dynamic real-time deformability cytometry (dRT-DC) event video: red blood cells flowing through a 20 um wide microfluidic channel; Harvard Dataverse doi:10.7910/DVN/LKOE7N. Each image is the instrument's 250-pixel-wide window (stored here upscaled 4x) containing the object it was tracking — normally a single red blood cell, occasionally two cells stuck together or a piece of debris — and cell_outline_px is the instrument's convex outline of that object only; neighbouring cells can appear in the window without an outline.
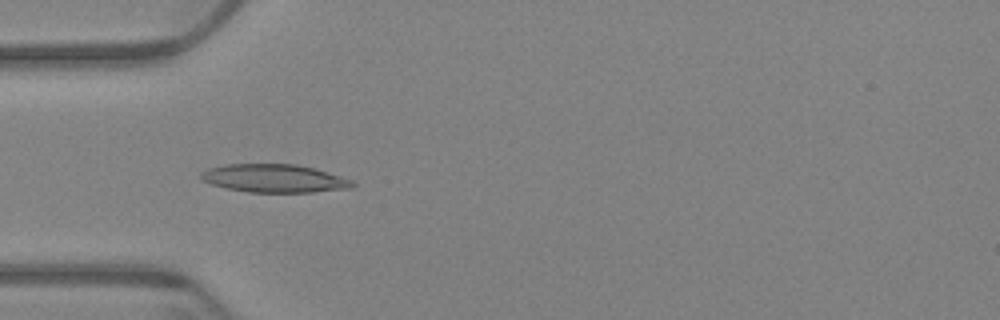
{"species": "Egyptian fruit bat (a non-hibernating species)", "species_latin": "Rousettus aegyptiacus", "temperature_condition": "warm", "stored_images_in_passage": 47, "camera_frame_rate_fps": 3000, "um_per_image_px": 0.085, "animal": {"sex": "female"}, "frame": {"image": 1, "passage_image": 6, "time_ms": 1.667, "image_size_px": [1000, 320], "cell_outline_px": [[356, 184], [352, 188], [312, 192], [248, 192], [228, 188], [212, 184], [200, 180], [200, 172], [208, 168], [228, 164], [296, 164], [312, 168], [352, 180]], "centroid_in_image_um": [23.28, 15.16], "position_along_channel_um": 61.7, "area_um2": 24.68}}
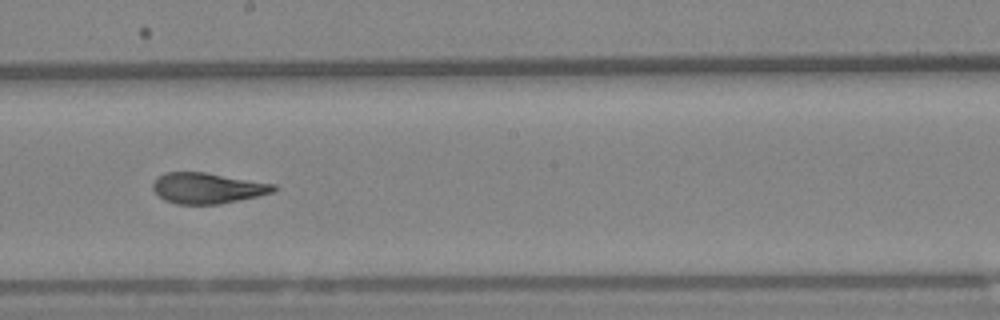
{"frame": {"image": 2, "passage_image": 21, "time_ms": 6.667, "image_size_px": [1000, 320], "cell_outline_px": [[276, 188], [272, 192], [256, 196], [220, 204], [176, 204], [164, 200], [152, 188], [152, 184], [156, 176], [164, 172], [204, 172], [276, 184]], "centroid_in_image_um": [17.58, 15.98], "position_along_channel_um": 230.6, "area_um2": 21.56}}
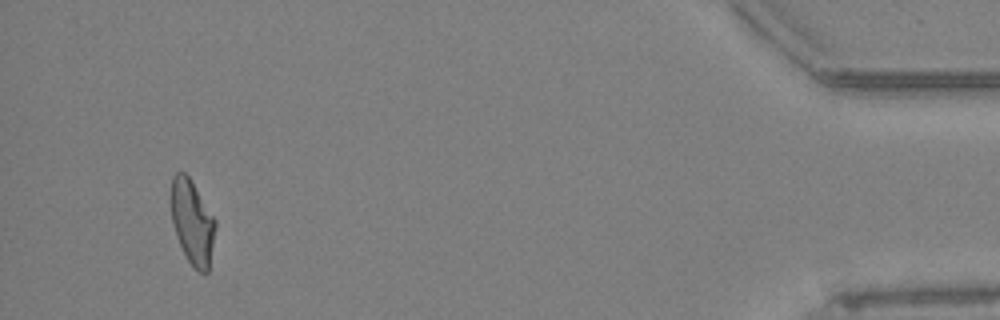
{"frame": {"image": 3, "passage_image": 44, "time_ms": 14.333, "image_size_px": [1000, 320], "cell_outline_px": [[216, 228], [208, 272], [200, 272], [188, 260], [176, 236], [172, 224], [168, 200], [168, 196], [172, 176], [176, 172], [184, 172], [188, 176], [216, 220]], "centroid_in_image_um": [16.29, 18.82], "position_along_channel_um": 418.9, "area_um2": 22.08}, "authors_computed_cell_mechanics": {"area_um2": 22.4264, "velocity_mm_per_s": 3.416, "shape_relaxation_time_tau1_ms": 8.9211, "shape_relaxation_time_tau2_ms": 1.8522, "deformation_change_tau1": 0.2256, "deformation_change_tau2": 0.0881}}